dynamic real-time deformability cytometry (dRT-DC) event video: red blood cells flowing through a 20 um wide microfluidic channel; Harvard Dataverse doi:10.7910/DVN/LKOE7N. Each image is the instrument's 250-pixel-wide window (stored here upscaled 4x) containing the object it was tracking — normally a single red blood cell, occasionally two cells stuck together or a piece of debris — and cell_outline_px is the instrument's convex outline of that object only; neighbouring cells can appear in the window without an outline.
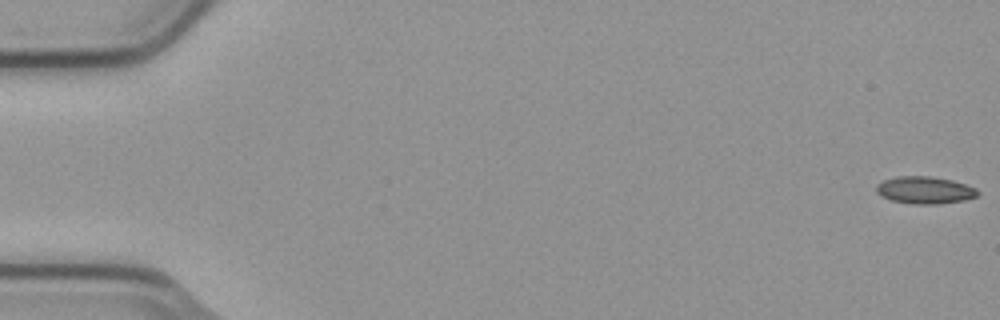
{"species": "common noctule bat (a hibernating species)", "species_latin": "Nyctalus noctula", "temperature_condition": "cold", "stored_images_in_passage": 7, "camera_frame_rate_fps": 3000, "um_per_image_px": 0.085, "animal": {"sex": "male", "body_mass_g": 23.1, "forearm_length_mm": 52.7}, "frame": {"image": 1, "passage_image": 1, "time_ms": 0.0, "image_size_px": [1000, 320], "cell_outline_px": [[980, 192], [976, 196], [964, 200], [936, 204], [912, 204], [892, 200], [880, 196], [876, 192], [876, 184], [884, 180], [896, 176], [928, 176], [952, 180], [976, 188]], "centroid_in_image_um": [78.58, 16.16], "position_along_channel_um": 6.4, "area_um2": 16.07}}
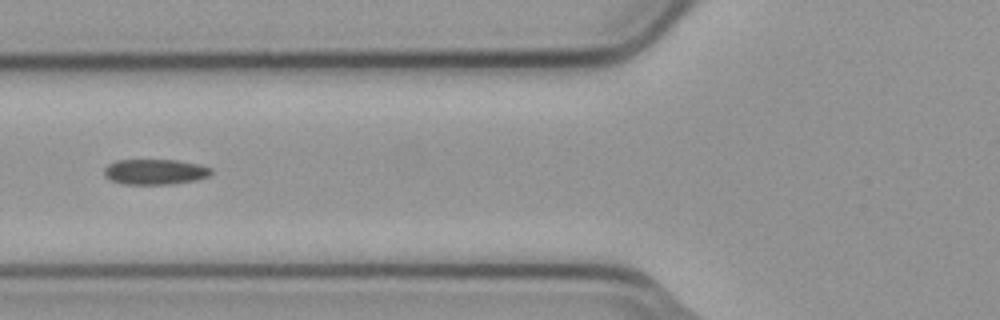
{"frame": {"image": 2, "passage_image": 7, "time_ms": 2.0, "image_size_px": [1000, 320], "cell_outline_px": [[212, 172], [208, 176], [196, 180], [172, 184], [124, 184], [112, 180], [104, 176], [104, 168], [108, 164], [116, 160], [176, 160], [200, 164], [212, 168]], "centroid_in_image_um": [13.18, 14.6], "position_along_channel_um": 112.6, "area_um2": 15.9}}